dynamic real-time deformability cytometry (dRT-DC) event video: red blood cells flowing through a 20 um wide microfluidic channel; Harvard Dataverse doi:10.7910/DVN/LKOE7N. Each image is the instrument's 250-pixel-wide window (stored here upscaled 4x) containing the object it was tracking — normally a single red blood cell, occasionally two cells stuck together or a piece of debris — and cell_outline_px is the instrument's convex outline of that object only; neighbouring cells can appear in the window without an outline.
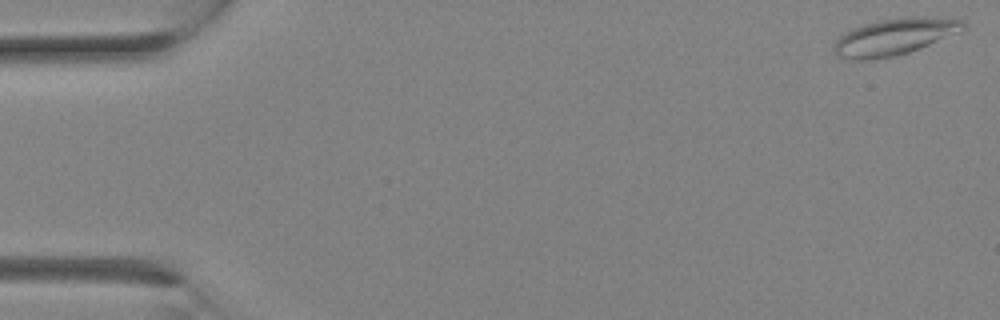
{"species": "Egyptian fruit bat (a non-hibernating species)", "species_latin": "Rousettus aegyptiacus", "temperature_condition": "room temperature", "stored_images_in_passage": 12, "camera_frame_rate_fps": 3000, "um_per_image_px": 0.085, "animal": {"sex": "female"}, "frame": {"image": 1, "passage_image": 1, "time_ms": 0.0, "image_size_px": [1000, 320], "cell_outline_px": [[968, 28], [960, 32], [920, 48], [908, 52], [892, 56], [864, 60], [852, 60], [836, 56], [832, 48], [836, 40], [844, 32], [852, 28], [864, 24], [904, 16], [924, 16], [960, 20], [968, 24]], "centroid_in_image_um": [76.03, 3.12], "position_along_channel_um": 9.0, "area_um2": 27.63}}
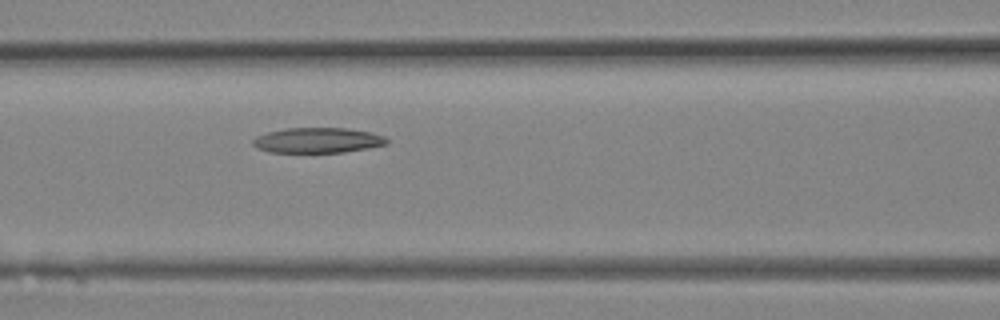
{"frame": {"image": 2, "passage_image": 12, "time_ms": 3.667, "image_size_px": [1000, 320], "cell_outline_px": [[388, 144], [368, 148], [344, 152], [268, 152], [256, 148], [252, 144], [252, 140], [256, 136], [268, 132], [284, 128], [348, 128], [372, 132], [384, 136], [388, 140]], "centroid_in_image_um": [27.0, 11.92], "position_along_channel_um": 139.6, "area_um2": 19.83}}